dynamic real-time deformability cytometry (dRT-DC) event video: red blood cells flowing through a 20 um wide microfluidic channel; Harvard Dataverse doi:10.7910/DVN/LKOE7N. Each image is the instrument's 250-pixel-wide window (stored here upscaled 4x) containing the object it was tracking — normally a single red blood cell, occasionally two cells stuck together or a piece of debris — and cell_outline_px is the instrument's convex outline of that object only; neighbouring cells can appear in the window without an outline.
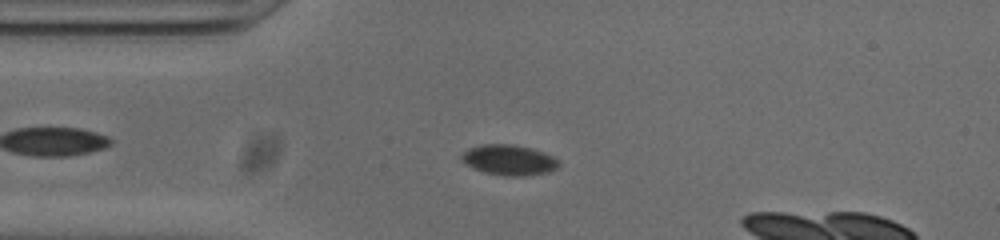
{"species": "common noctule bat (a hibernating species)", "species_latin": "Nyctalus noctula", "temperature_condition": "cold", "stored_images_in_passage": 42, "camera_frame_rate_fps": 3000, "um_per_image_px": 0.085, "animal": {"sex": "male", "body_mass_g": 20.0, "forearm_length_mm": 53.3}, "frame": {"image": 1, "passage_image": 11, "time_ms": 3.333, "image_size_px": [1000, 240], "cell_outline_px": [[560, 164], [556, 168], [548, 172], [524, 176], [504, 176], [484, 172], [472, 168], [464, 164], [460, 160], [460, 156], [468, 148], [484, 144], [512, 144], [528, 148], [552, 156], [560, 160]], "centroid_in_image_um": [43.22, 13.61], "position_along_channel_um": 41.8, "area_um2": 17.22}}
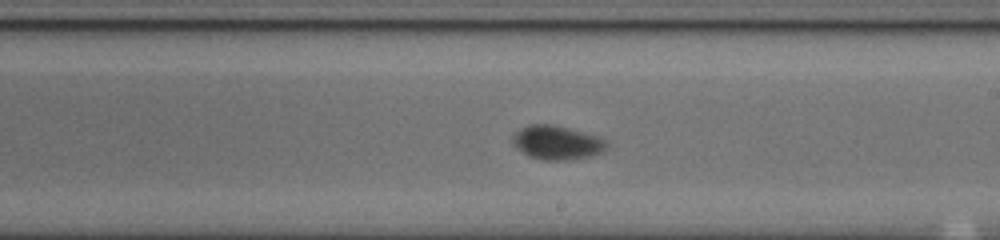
{"frame": {"image": 2, "passage_image": 28, "time_ms": 9.0, "image_size_px": [1000, 240], "cell_outline_px": [[608, 144], [600, 152], [588, 156], [568, 160], [544, 160], [528, 156], [516, 148], [512, 144], [512, 136], [520, 128], [528, 124], [552, 124], [584, 132], [596, 136], [604, 140]], "centroid_in_image_um": [47.26, 12.11], "position_along_channel_um": 241.7, "area_um2": 18.44}}
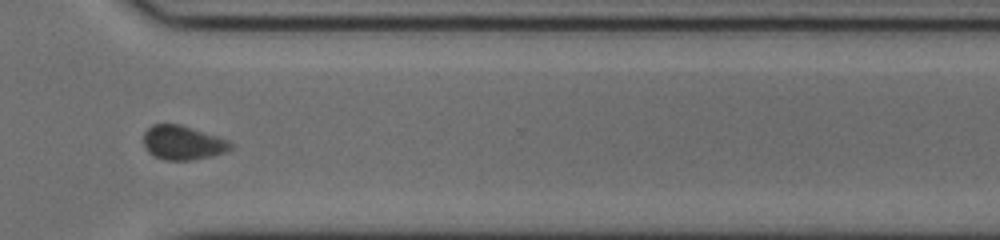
{"frame": {"image": 3, "passage_image": 37, "time_ms": 12.0, "image_size_px": [1000, 240], "cell_outline_px": [[236, 144], [232, 148], [224, 152], [212, 156], [192, 160], [164, 160], [148, 152], [144, 148], [144, 132], [152, 124], [180, 124], [228, 140]], "centroid_in_image_um": [15.54, 12.13], "position_along_channel_um": 355.1, "area_um2": 17.34}}